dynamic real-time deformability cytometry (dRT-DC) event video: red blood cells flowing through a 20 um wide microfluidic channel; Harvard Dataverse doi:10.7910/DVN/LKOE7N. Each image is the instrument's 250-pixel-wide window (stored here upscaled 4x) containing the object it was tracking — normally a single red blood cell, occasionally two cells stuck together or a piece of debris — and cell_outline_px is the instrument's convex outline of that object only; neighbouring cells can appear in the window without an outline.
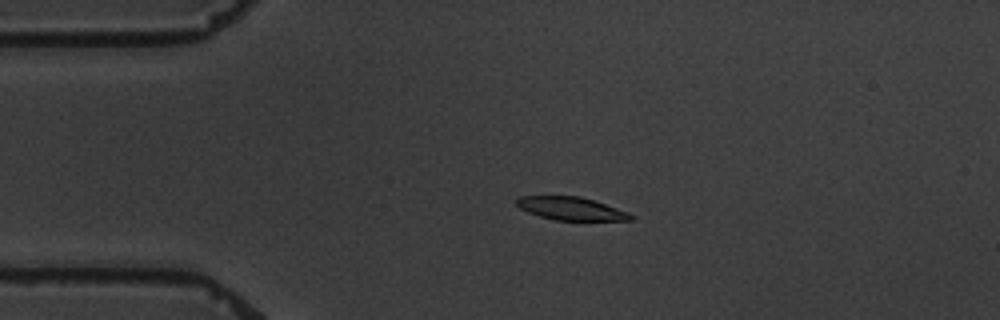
{"species": "common noctule bat (a hibernating species)", "species_latin": "Nyctalus noctula", "temperature_condition": "warm", "stored_images_in_passage": 4, "camera_frame_rate_fps": 3000, "um_per_image_px": 0.085, "animal": {"sex": "male", "body_mass_g": 19.5, "forearm_length_mm": 54.6}, "frame": {"image": 1, "passage_image": 3, "time_ms": 2.333, "image_size_px": [1000, 320], "cell_outline_px": [[632, 220], [556, 220], [540, 216], [528, 212], [520, 208], [516, 204], [516, 200], [520, 196], [580, 196], [628, 212], [632, 216]], "centroid_in_image_um": [48.5, 17.72], "position_along_channel_um": 36.5, "area_um2": 15.03}}